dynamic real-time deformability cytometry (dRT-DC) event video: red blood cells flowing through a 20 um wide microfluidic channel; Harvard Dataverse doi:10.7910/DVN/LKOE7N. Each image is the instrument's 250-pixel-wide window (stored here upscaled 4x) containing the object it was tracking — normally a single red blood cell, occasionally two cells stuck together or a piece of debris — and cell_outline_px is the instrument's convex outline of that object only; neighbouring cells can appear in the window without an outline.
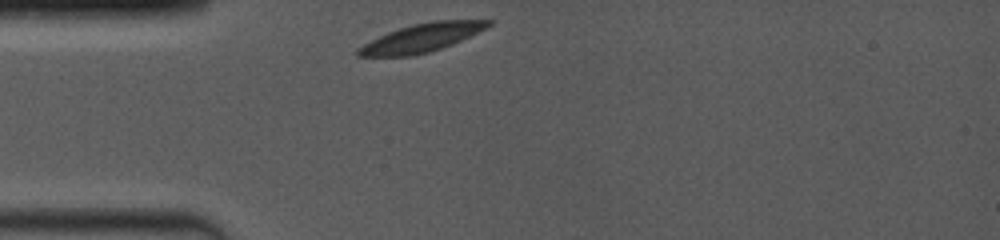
{"species": "common noctule bat (a hibernating species)", "species_latin": "Nyctalus noctula", "temperature_condition": "room temperature", "stored_images_in_passage": 9, "camera_frame_rate_fps": 4000, "um_per_image_px": 0.085, "animal": {"sex": "female", "body_mass_g": 19.0, "forearm_length_mm": 53.3}, "frame": {"image": 1, "passage_image": 1, "time_ms": 0.0, "image_size_px": [1000, 240], "cell_outline_px": [[492, 24], [452, 44], [428, 52], [412, 56], [356, 56], [356, 48], [388, 32], [412, 24], [432, 20], [492, 20]], "centroid_in_image_um": [35.79, 3.21], "position_along_channel_um": 49.2, "area_um2": 21.1}}
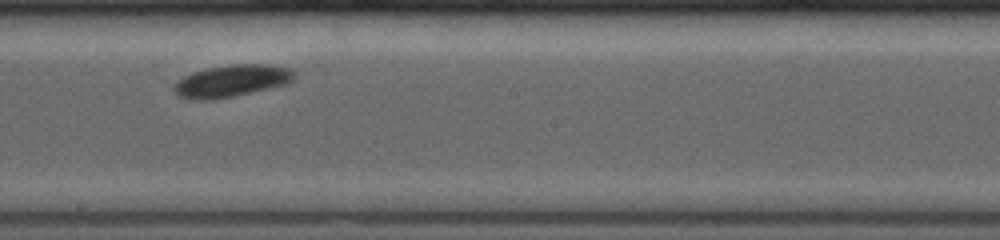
{"frame": {"image": 2, "passage_image": 6, "time_ms": 5.0, "image_size_px": [1000, 240], "cell_outline_px": [[296, 76], [288, 84], [232, 96], [212, 100], [188, 100], [176, 96], [172, 88], [184, 76], [192, 72], [208, 68], [228, 64], [272, 64], [292, 68], [296, 72]], "centroid_in_image_um": [19.7, 6.87], "position_along_channel_um": 228.5, "area_um2": 22.77}}
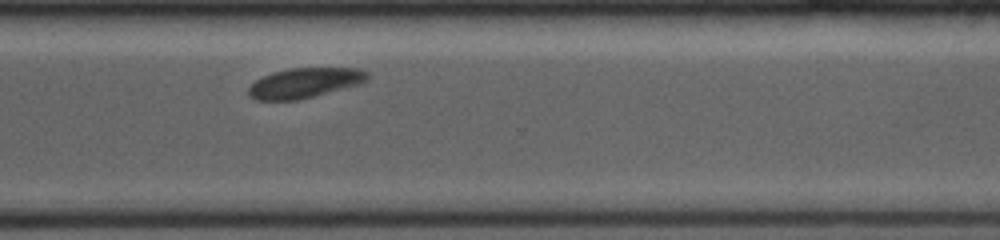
{"frame": {"image": 3, "passage_image": 9, "time_ms": 8.0, "image_size_px": [1000, 240], "cell_outline_px": [[372, 76], [368, 80], [360, 84], [300, 100], [252, 100], [248, 96], [248, 88], [256, 80], [272, 72], [288, 68], [356, 68], [368, 72]], "centroid_in_image_um": [25.91, 7.05], "position_along_channel_um": 344.7, "area_um2": 21.04}}